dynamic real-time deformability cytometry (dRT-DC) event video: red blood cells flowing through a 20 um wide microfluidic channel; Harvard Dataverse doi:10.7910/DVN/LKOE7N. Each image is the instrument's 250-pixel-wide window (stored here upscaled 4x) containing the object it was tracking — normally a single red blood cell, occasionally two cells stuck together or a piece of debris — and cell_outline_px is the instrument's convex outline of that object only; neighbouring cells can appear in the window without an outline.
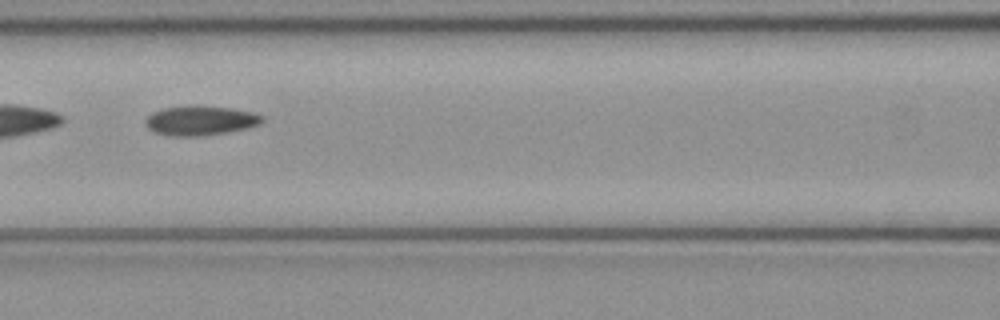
{"species": "common noctule bat (a hibernating species)", "species_latin": "Nyctalus noctula", "temperature_condition": "cold", "stored_images_in_passage": 4, "camera_frame_rate_fps": 3000, "um_per_image_px": 0.085, "animal": {"sex": "female", "body_mass_g": 21.9}, "frame": {"image": 1, "passage_image": 4, "time_ms": 1.0, "image_size_px": [1000, 320], "cell_outline_px": [[264, 120], [260, 124], [248, 128], [228, 132], [200, 136], [172, 136], [152, 132], [144, 124], [144, 120], [152, 112], [164, 108], [192, 104], [196, 104], [232, 108], [252, 112], [264, 116]], "centroid_in_image_um": [17.02, 10.23], "position_along_channel_um": 149.6, "area_um2": 20.58}}